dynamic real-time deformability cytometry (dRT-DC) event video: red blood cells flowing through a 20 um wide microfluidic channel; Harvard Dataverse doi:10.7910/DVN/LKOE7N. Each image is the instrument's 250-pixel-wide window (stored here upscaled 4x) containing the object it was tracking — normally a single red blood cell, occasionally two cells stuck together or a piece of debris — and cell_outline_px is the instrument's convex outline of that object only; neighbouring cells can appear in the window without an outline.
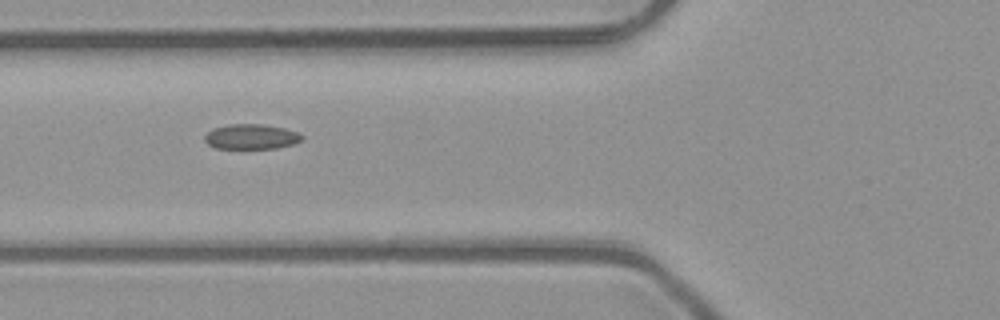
{"species": "common noctule bat (a hibernating species)", "species_latin": "Nyctalus noctula", "temperature_condition": "room temperature", "stored_images_in_passage": 5, "camera_frame_rate_fps": 3000, "um_per_image_px": 0.085, "animal": {"sex": "male", "body_mass_g": 23.1, "forearm_length_mm": 52.7}, "frame": {"image": 1, "passage_image": 3, "time_ms": 0.667, "image_size_px": [1000, 320], "cell_outline_px": [[304, 136], [300, 140], [292, 144], [276, 148], [216, 148], [208, 144], [204, 140], [204, 136], [212, 128], [228, 124], [264, 124], [284, 128], [296, 132]], "centroid_in_image_um": [21.32, 11.6], "position_along_channel_um": 104.5, "area_um2": 14.1}}
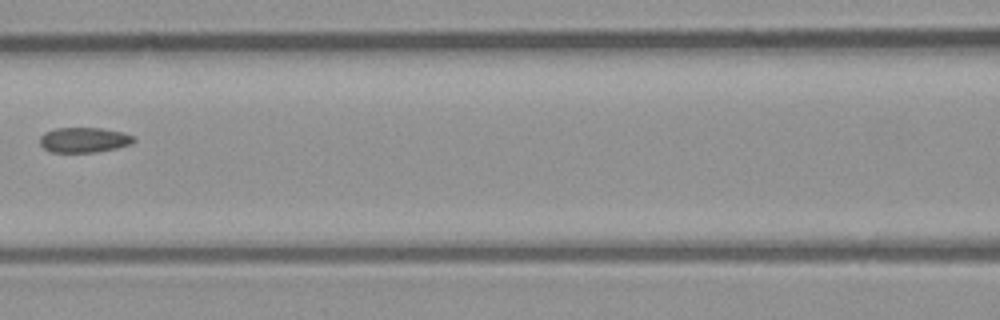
{"frame": {"image": 2, "passage_image": 4, "time_ms": 1.0, "image_size_px": [1000, 320], "cell_outline_px": [[136, 140], [132, 144], [116, 148], [96, 152], [52, 152], [44, 148], [40, 144], [40, 136], [44, 132], [56, 128], [100, 128], [124, 132], [136, 136]], "centroid_in_image_um": [7.18, 11.89], "position_along_channel_um": 159.4, "area_um2": 13.87}}
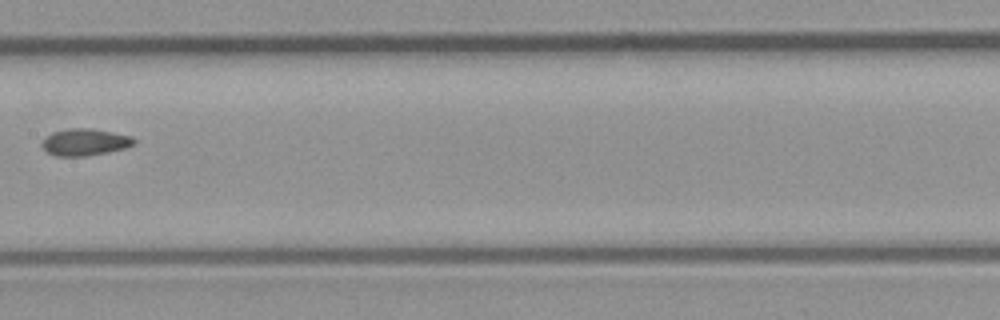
{"frame": {"image": 3, "passage_image": 5, "time_ms": 1.333, "image_size_px": [1000, 320], "cell_outline_px": [[136, 144], [124, 148], [108, 152], [84, 156], [56, 156], [48, 152], [40, 144], [52, 132], [68, 128], [92, 128], [132, 136], [136, 140]], "centroid_in_image_um": [7.24, 12.07], "position_along_channel_um": 200.2, "area_um2": 14.39}}